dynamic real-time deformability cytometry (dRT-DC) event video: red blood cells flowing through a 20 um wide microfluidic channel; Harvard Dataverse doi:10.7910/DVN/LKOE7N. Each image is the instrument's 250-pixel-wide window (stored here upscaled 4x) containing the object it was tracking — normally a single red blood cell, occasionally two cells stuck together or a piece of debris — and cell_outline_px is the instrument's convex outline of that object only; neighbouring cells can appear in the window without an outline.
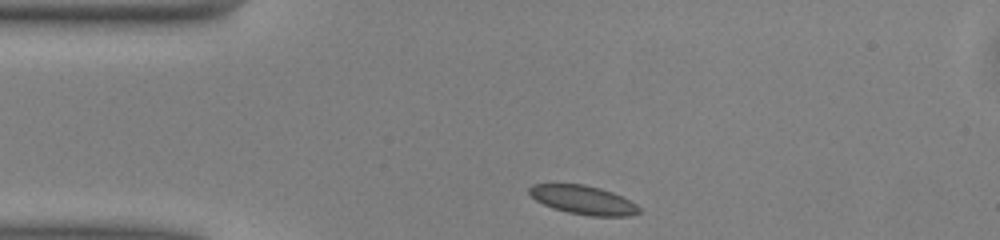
{"species": "common noctule bat (a hibernating species)", "species_latin": "Nyctalus noctula", "temperature_condition": "warm", "stored_images_in_passage": 41, "camera_frame_rate_fps": 3000, "um_per_image_px": 0.085, "animal": {"sex": "male", "body_mass_g": 13.0, "forearm_length_mm": 53.1}, "frame": {"image": 1, "passage_image": 1, "time_ms": 0.0, "image_size_px": [1000, 240], "cell_outline_px": [[640, 212], [632, 216], [588, 216], [568, 212], [552, 208], [536, 200], [528, 192], [528, 188], [532, 184], [584, 184], [600, 188], [612, 192], [636, 204], [640, 208]], "centroid_in_image_um": [49.57, 17.0], "position_along_channel_um": 35.4, "area_um2": 18.38}}
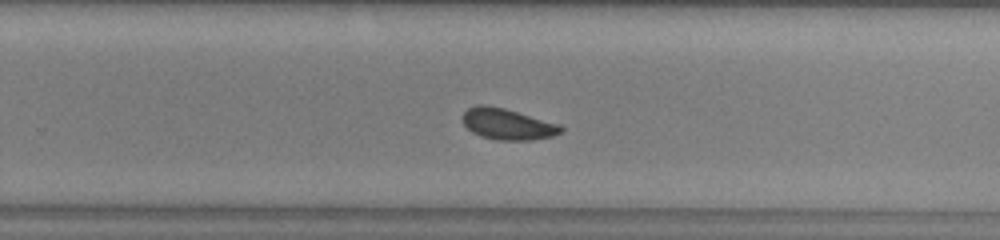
{"frame": {"image": 2, "passage_image": 22, "time_ms": 7.0, "image_size_px": [1000, 240], "cell_outline_px": [[564, 132], [552, 136], [532, 140], [496, 140], [480, 136], [472, 132], [464, 124], [464, 112], [468, 108], [476, 104], [484, 104], [504, 108], [560, 124], [564, 128]], "centroid_in_image_um": [43.17, 10.55], "position_along_channel_um": 286.6, "area_um2": 17.86}}
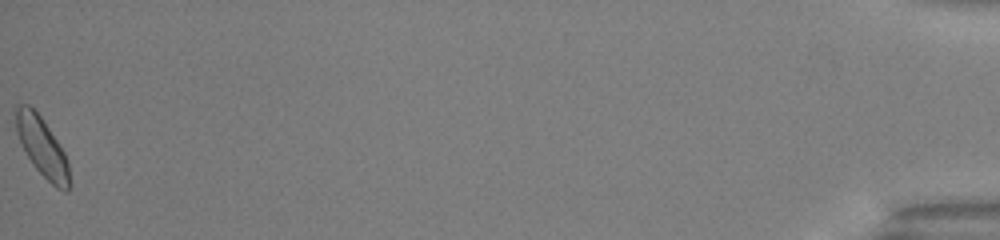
{"frame": {"image": 3, "passage_image": 41, "time_ms": 13.333, "image_size_px": [1000, 240], "cell_outline_px": [[72, 184], [68, 192], [64, 192], [56, 188], [32, 164], [20, 144], [16, 132], [16, 104], [28, 104], [44, 120], [64, 152], [68, 160]], "centroid_in_image_um": [3.61, 12.55], "position_along_channel_um": 431.6, "area_um2": 18.73}, "authors_computed_cell_mechanics": {"area_um2": 17.9758, "velocity_mm_per_s": 4.045, "shape_relaxation_time_tau1_ms": 2.4997, "shape_relaxation_time_tau2_ms": 1.8143, "deformation_change_tau1": 0.0535, "deformation_change_tau2": 0.0678}}